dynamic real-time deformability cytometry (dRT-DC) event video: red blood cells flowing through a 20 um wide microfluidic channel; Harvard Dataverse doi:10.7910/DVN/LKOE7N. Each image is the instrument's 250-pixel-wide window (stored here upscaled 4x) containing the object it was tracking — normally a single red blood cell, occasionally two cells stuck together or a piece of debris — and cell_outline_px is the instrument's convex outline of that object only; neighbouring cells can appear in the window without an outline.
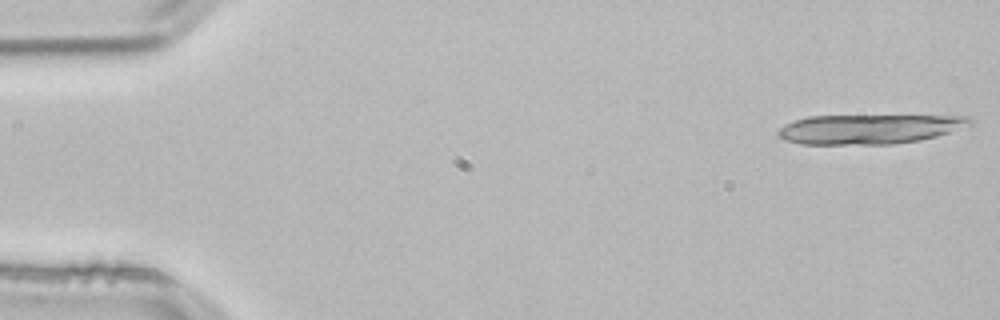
{"species": "common noctule bat (a hibernating species)", "species_latin": "Nyctalus noctula", "temperature_condition": "room temperature", "stored_images_in_passage": 19, "camera_frame_rate_fps": 3000, "um_per_image_px": 0.085, "animal": {"sex": "male", "body_mass_g": 21.5, "forearm_length_mm": 52.0}, "frame": {"image": 1, "passage_image": 1, "time_ms": 0.0, "image_size_px": [1000, 320], "cell_outline_px": [[972, 128], [920, 140], [892, 144], [800, 144], [784, 140], [776, 132], [784, 124], [808, 116], [968, 116], [972, 120]], "centroid_in_image_um": [73.97, 10.97], "position_along_channel_um": 11.0, "area_um2": 33.35}}